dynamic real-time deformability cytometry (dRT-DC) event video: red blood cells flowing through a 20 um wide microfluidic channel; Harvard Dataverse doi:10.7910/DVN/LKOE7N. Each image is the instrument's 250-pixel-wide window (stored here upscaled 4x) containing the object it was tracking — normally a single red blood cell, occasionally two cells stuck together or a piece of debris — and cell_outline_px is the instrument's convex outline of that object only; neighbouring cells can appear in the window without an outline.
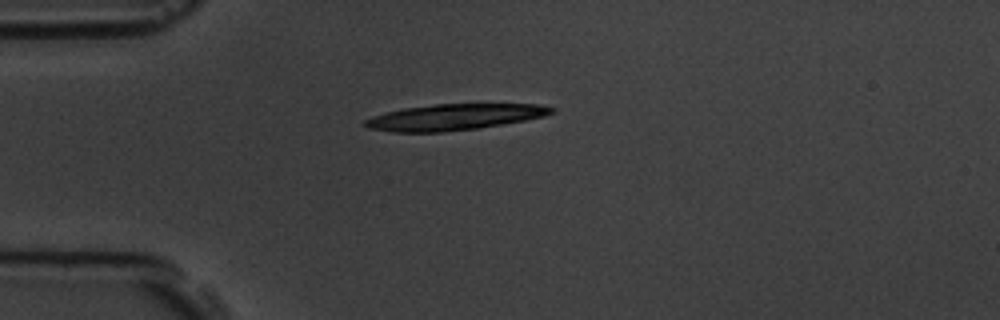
{"species": "common noctule bat (a hibernating species)", "species_latin": "Nyctalus noctula", "temperature_condition": "room temperature", "stored_images_in_passage": 2, "camera_frame_rate_fps": 3000, "um_per_image_px": 0.085, "animal": {"sex": "male", "body_mass_g": 19.5, "forearm_length_mm": 54.6}, "frame": {"image": 1, "passage_image": 1, "time_ms": 0.0, "image_size_px": [1000, 320], "cell_outline_px": [[556, 112], [544, 116], [524, 120], [476, 128], [444, 132], [392, 132], [368, 128], [364, 124], [364, 120], [372, 116], [404, 108], [436, 104], [540, 104], [556, 108]], "centroid_in_image_um": [38.62, 9.94], "position_along_channel_um": 46.4, "area_um2": 28.15}}